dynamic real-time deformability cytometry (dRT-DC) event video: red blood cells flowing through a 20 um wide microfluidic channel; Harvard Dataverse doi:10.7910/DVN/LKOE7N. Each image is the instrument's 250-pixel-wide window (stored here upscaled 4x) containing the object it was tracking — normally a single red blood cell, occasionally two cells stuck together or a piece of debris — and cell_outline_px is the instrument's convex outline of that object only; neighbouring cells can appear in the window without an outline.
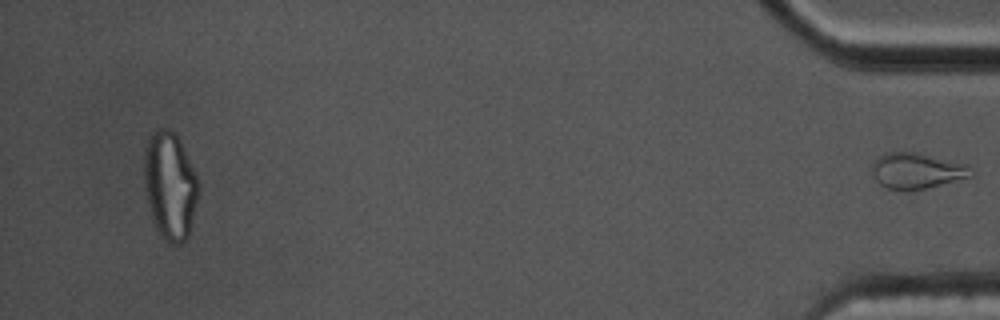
{"species": "common noctule bat (a hibernating species)", "species_latin": "Nyctalus noctula", "temperature_condition": "cold", "stored_images_in_passage": 54, "segment_of_instrument_passage": [2, 2], "camera_frame_rate_fps": 3000, "um_per_image_px": 0.085, "animal": {"sex": "male", "body_mass_g": 17.5, "forearm_length_mm": 52.3}, "frame": {"image": 1, "passage_image": 54, "time_ms": 17.667, "image_size_px": [1000, 320], "cell_outline_px": [[972, 176], [924, 188], [888, 188], [880, 184], [876, 180], [872, 168], [872, 160], [884, 152], [912, 152], [964, 164], [968, 168]], "centroid_in_image_um": [77.83, 14.48], "position_along_channel_um": 357.4, "area_um2": 19.65}}